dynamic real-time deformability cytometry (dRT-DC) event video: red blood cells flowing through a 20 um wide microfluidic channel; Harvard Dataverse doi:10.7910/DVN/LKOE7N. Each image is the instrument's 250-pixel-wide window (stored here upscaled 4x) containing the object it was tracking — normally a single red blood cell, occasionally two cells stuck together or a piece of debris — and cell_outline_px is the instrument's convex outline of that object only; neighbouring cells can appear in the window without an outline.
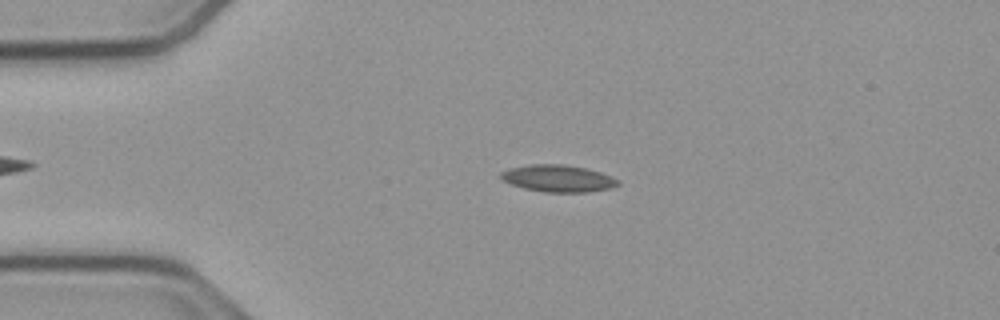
{"species": "common noctule bat (a hibernating species)", "species_latin": "Nyctalus noctula", "temperature_condition": "cold", "stored_images_in_passage": 47, "camera_frame_rate_fps": 3000, "um_per_image_px": 0.085, "animal": {"sex": "male", "body_mass_g": 23.1, "forearm_length_mm": 52.7}, "frame": {"image": 1, "passage_image": 11, "time_ms": 3.333, "image_size_px": [1000, 320], "cell_outline_px": [[620, 184], [612, 188], [588, 192], [544, 192], [524, 188], [512, 184], [504, 180], [500, 176], [500, 172], [508, 168], [528, 164], [564, 164], [584, 168], [600, 172], [612, 176], [620, 180]], "centroid_in_image_um": [47.46, 15.16], "position_along_channel_um": 37.5, "area_um2": 18.5}}
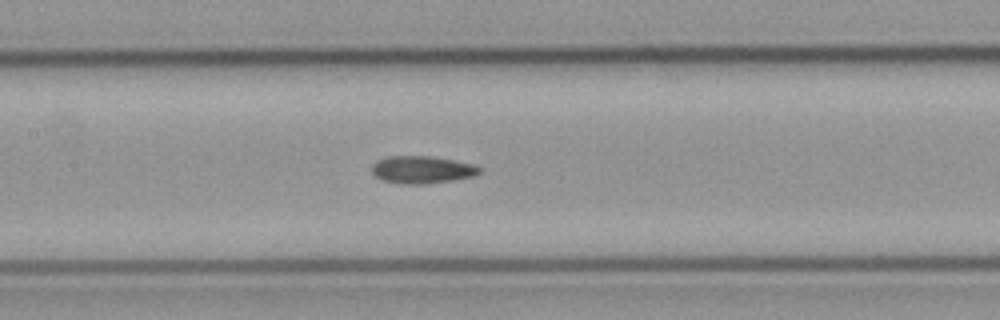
{"frame": {"image": 2, "passage_image": 24, "time_ms": 7.667, "image_size_px": [1000, 320], "cell_outline_px": [[484, 168], [476, 176], [452, 180], [424, 184], [400, 184], [384, 180], [376, 176], [372, 172], [372, 164], [376, 160], [388, 156], [432, 156], [472, 164]], "centroid_in_image_um": [35.88, 14.42], "position_along_channel_um": 171.5, "area_um2": 17.28}}
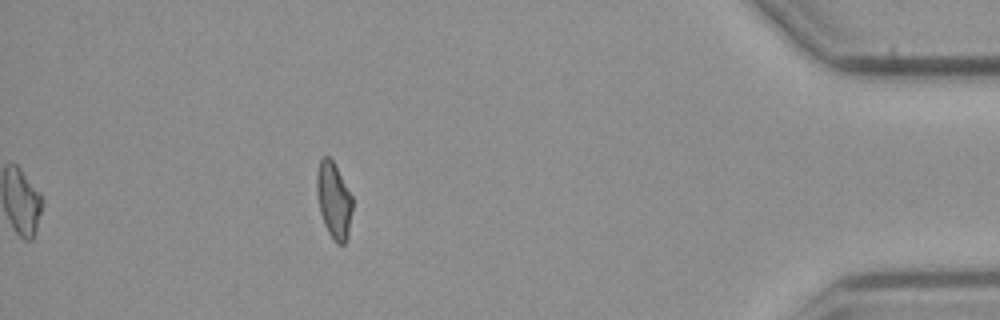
{"frame": {"image": 3, "passage_image": 47, "time_ms": 15.333, "image_size_px": [1000, 320], "cell_outline_px": [[352, 208], [348, 236], [344, 244], [336, 244], [332, 240], [324, 224], [320, 212], [316, 192], [316, 172], [320, 160], [324, 156], [328, 156], [332, 160], [352, 196]], "centroid_in_image_um": [28.35, 17.05], "position_along_channel_um": 406.8, "area_um2": 15.84}, "authors_computed_cell_mechanics": {"area_um2": 16.9932, "velocity_mm_per_s": 3.7826, "shape_relaxation_time_tau1_ms": null, "shape_relaxation_time_tau2_ms": 4.6925, "deformation_change_tau1": null, "deformation_change_tau2": 0.1066}}